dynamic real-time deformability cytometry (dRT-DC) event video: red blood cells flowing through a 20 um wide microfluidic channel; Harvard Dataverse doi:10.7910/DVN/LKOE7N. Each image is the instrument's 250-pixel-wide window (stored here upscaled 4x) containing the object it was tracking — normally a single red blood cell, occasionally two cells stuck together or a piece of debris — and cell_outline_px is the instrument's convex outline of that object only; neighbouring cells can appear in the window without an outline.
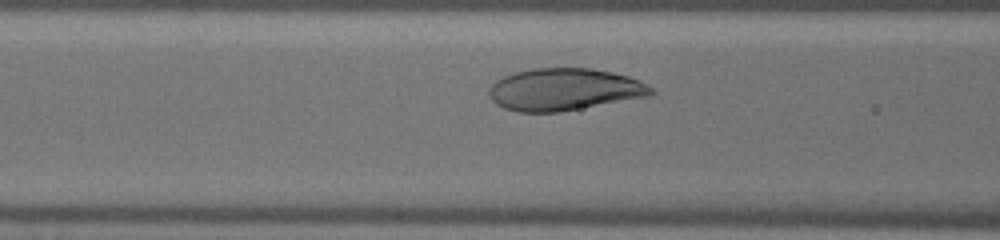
{"species": "human", "species_latin": "Homo sapiens", "temperature_condition": "warm", "stored_images_in_passage": 31, "camera_frame_rate_fps": 3000, "um_per_image_px": 0.085, "donor": {"sex": "male"}, "frame": {"image": 1, "passage_image": 12, "time_ms": 3.667, "image_size_px": [1000, 240], "cell_outline_px": [[656, 92], [648, 96], [560, 112], [520, 112], [504, 108], [496, 104], [492, 100], [488, 92], [488, 88], [496, 80], [504, 76], [516, 72], [532, 68], [592, 68], [612, 72], [628, 76], [652, 88]], "centroid_in_image_um": [47.92, 7.6], "position_along_channel_um": 118.7, "area_um2": 39.65}}
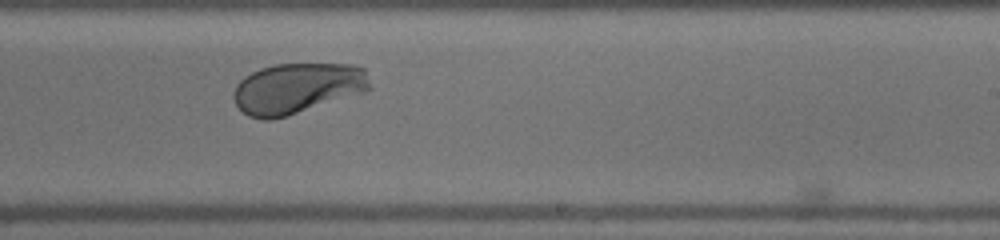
{"frame": {"image": 2, "passage_image": 22, "time_ms": 7.0, "image_size_px": [1000, 240], "cell_outline_px": [[372, 88], [364, 92], [272, 120], [264, 120], [248, 116], [236, 104], [236, 84], [244, 76], [260, 68], [276, 64], [356, 64], [364, 68]], "centroid_in_image_um": [25.29, 7.49], "position_along_channel_um": 263.7, "area_um2": 39.88}}
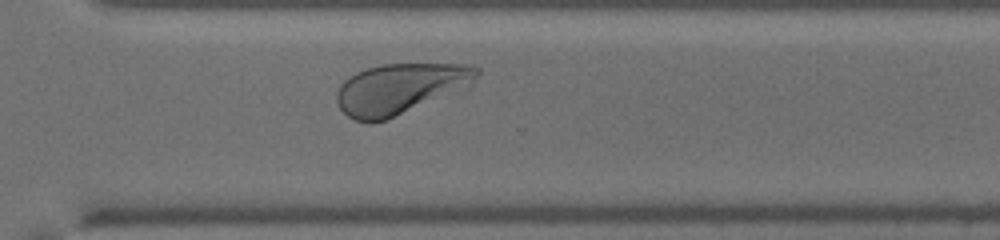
{"frame": {"image": 3, "passage_image": 27, "time_ms": 8.667, "image_size_px": [1000, 240], "cell_outline_px": [[480, 72], [472, 84], [468, 88], [384, 120], [356, 120], [348, 116], [340, 108], [336, 100], [336, 92], [340, 84], [344, 80], [356, 72], [380, 64], [472, 64], [480, 68]], "centroid_in_image_um": [34.06, 7.5], "position_along_channel_um": 336.5, "area_um2": 41.04}}